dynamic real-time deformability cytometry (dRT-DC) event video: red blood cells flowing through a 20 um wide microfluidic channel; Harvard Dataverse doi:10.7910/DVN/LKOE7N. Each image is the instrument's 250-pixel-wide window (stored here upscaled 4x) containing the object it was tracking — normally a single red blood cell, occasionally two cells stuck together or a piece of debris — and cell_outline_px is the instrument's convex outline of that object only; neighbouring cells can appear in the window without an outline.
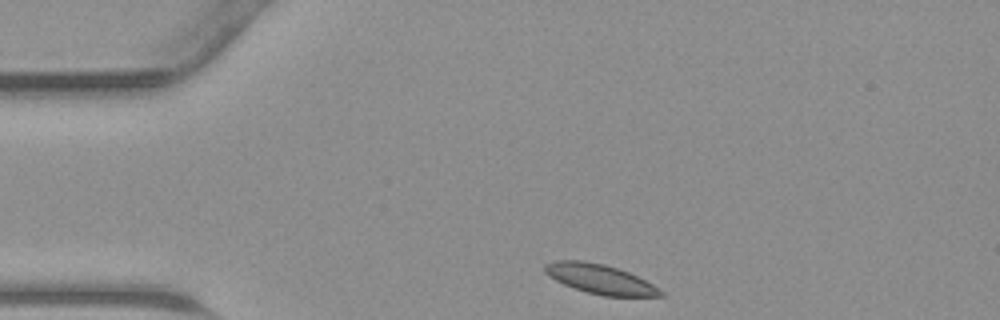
{"species": "common noctule bat (a hibernating species)", "species_latin": "Nyctalus noctula", "temperature_condition": "warm", "stored_images_in_passage": 29, "camera_frame_rate_fps": 3000, "um_per_image_px": 0.085, "animal": {"sex": "male", "body_mass_g": 23.1, "forearm_length_mm": 52.7}, "frame": {"image": 1, "passage_image": 1, "time_ms": 0.0, "image_size_px": [1000, 320], "cell_outline_px": [[664, 296], [604, 296], [588, 292], [564, 284], [548, 276], [544, 272], [544, 264], [552, 260], [584, 260], [604, 264], [628, 272], [652, 284], [664, 292]], "centroid_in_image_um": [50.96, 23.7], "position_along_channel_um": 34.0, "area_um2": 19.77}}
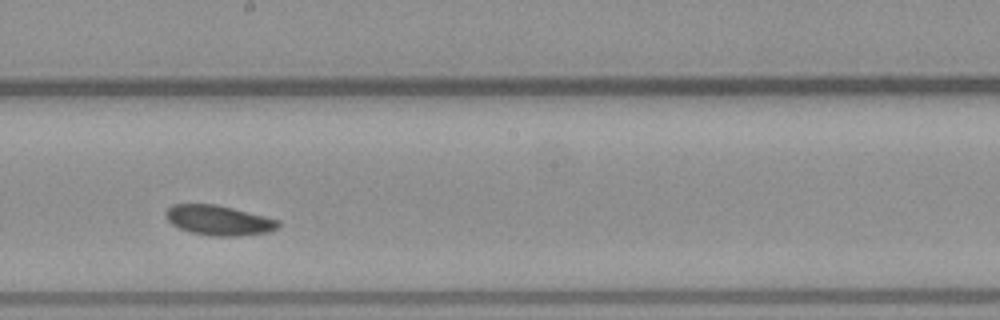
{"frame": {"image": 2, "passage_image": 17, "time_ms": 5.333, "image_size_px": [1000, 320], "cell_outline_px": [[280, 224], [276, 228], [268, 232], [236, 236], [212, 236], [192, 232], [180, 228], [172, 224], [168, 220], [164, 212], [172, 204], [216, 204], [280, 220]], "centroid_in_image_um": [18.58, 18.72], "position_along_channel_um": 229.6, "area_um2": 19.42}}
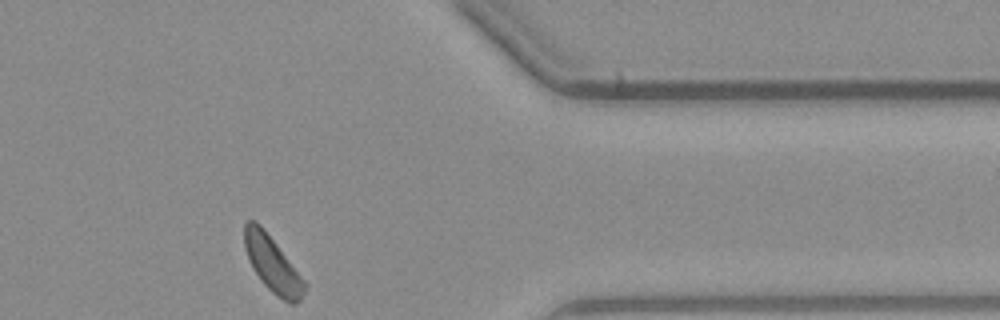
{"frame": {"image": 3, "passage_image": 29, "time_ms": 9.333, "image_size_px": [1000, 320], "cell_outline_px": [[308, 284], [300, 300], [296, 304], [292, 304], [276, 296], [264, 284], [248, 260], [244, 248], [244, 224], [248, 220], [256, 220], [264, 228]], "centroid_in_image_um": [23.16, 22.44], "position_along_channel_um": 388.2, "area_um2": 19.54}}